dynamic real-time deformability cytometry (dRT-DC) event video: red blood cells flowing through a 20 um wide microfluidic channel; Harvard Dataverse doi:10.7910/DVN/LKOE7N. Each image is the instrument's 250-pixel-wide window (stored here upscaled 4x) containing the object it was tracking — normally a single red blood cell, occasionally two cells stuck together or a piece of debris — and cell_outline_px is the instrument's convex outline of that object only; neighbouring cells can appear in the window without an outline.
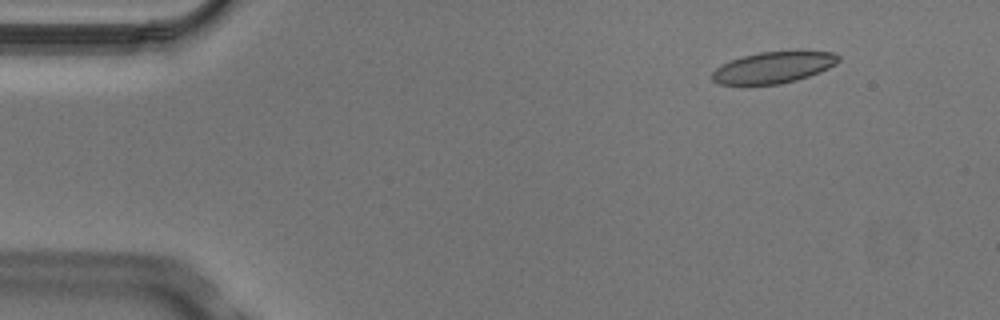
{"species": "Egyptian fruit bat (a non-hibernating species)", "species_latin": "Rousettus aegyptiacus", "temperature_condition": "cold", "stored_images_in_passage": 5, "camera_frame_rate_fps": 3000, "um_per_image_px": 0.085, "animal": {"sex": "male"}, "frame": {"image": 1, "passage_image": 2, "time_ms": 0.333, "image_size_px": [1000, 320], "cell_outline_px": [[840, 60], [836, 64], [820, 72], [796, 80], [780, 84], [720, 84], [712, 80], [712, 72], [720, 64], [744, 56], [760, 52], [796, 48], [800, 48], [832, 52], [840, 56]], "centroid_in_image_um": [65.82, 5.67], "position_along_channel_um": 19.2, "area_um2": 23.81}}